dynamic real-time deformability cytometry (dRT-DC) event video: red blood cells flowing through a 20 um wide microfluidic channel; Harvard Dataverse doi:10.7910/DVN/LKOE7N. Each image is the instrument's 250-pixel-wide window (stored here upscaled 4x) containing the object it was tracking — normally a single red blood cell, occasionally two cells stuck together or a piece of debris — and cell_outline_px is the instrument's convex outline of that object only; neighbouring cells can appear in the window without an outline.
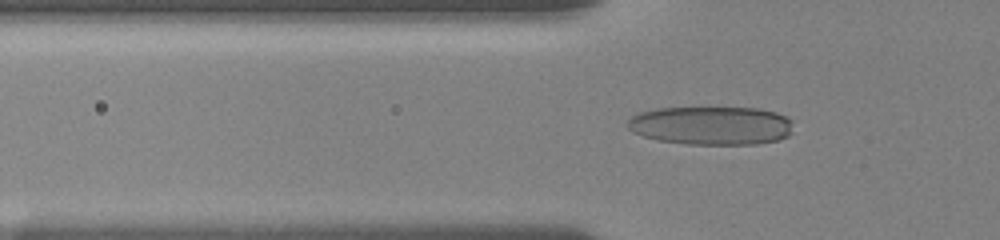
{"species": "human", "species_latin": "Homo sapiens", "temperature_condition": "room temperature", "stored_images_in_passage": 65, "camera_frame_rate_fps": 3000, "um_per_image_px": 0.085, "donor": {"sex": "female"}, "frame": {"image": 1, "passage_image": 24, "time_ms": 6.0, "image_size_px": [1000, 240], "cell_outline_px": [[792, 132], [788, 136], [780, 140], [756, 144], [688, 144], [656, 140], [632, 132], [628, 128], [628, 120], [632, 116], [640, 112], [660, 108], [760, 108], [776, 112], [792, 120]], "centroid_in_image_um": [60.49, 10.67], "position_along_channel_um": 65.3, "area_um2": 37.34}}
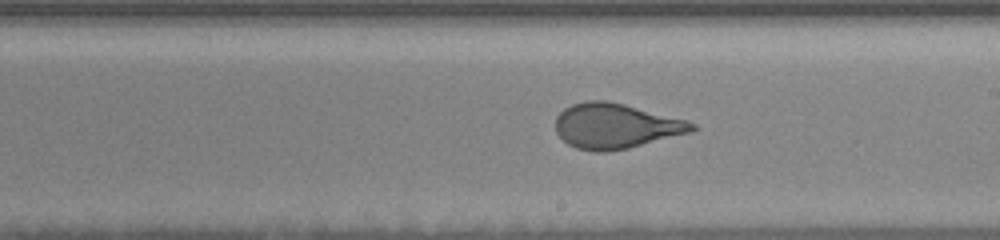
{"frame": {"image": 2, "passage_image": 44, "time_ms": 10.667, "image_size_px": [1000, 240], "cell_outline_px": [[696, 128], [692, 132], [628, 148], [608, 152], [596, 152], [576, 148], [568, 144], [556, 132], [556, 116], [564, 108], [572, 104], [588, 100], [608, 100], [688, 120], [696, 124]], "centroid_in_image_um": [52.33, 10.7], "position_along_channel_um": 236.7, "area_um2": 35.95}}
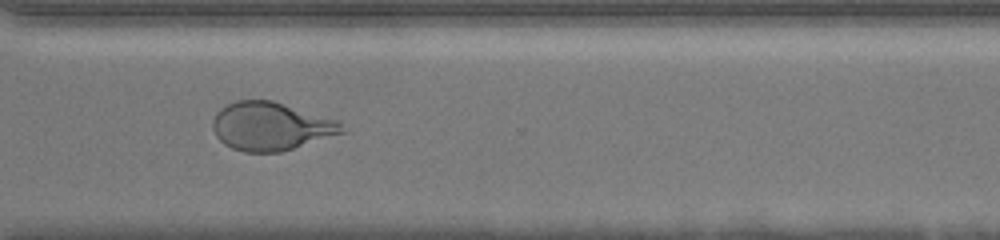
{"frame": {"image": 3, "passage_image": 64, "time_ms": 13.667, "image_size_px": [1000, 240], "cell_outline_px": [[348, 128], [344, 132], [280, 152], [244, 152], [232, 148], [224, 144], [216, 136], [212, 128], [212, 120], [216, 112], [220, 108], [236, 100], [272, 100], [340, 120]], "centroid_in_image_um": [23.03, 10.72], "position_along_channel_um": 347.6, "area_um2": 36.53}}